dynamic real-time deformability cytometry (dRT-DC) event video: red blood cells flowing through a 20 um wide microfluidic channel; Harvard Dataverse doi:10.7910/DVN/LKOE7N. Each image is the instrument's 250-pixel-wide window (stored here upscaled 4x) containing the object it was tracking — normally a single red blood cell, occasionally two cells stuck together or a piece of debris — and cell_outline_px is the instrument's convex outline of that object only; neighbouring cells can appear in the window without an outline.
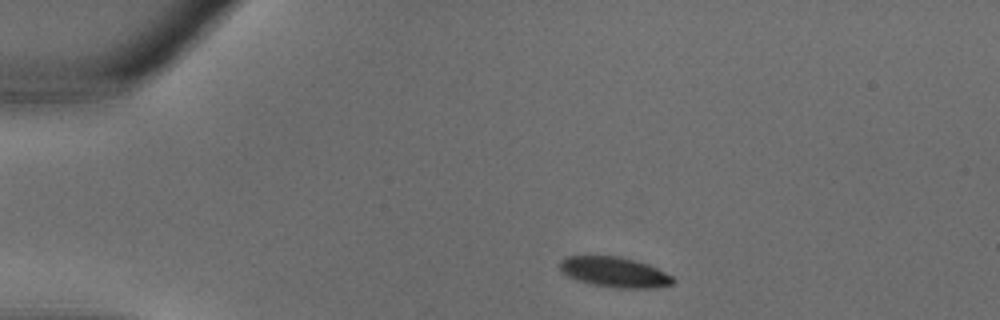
{"species": "common noctule bat (a hibernating species)", "species_latin": "Nyctalus noctula", "temperature_condition": "warm", "stored_images_in_passage": 30, "camera_frame_rate_fps": 3000, "um_per_image_px": 0.085, "animal": {"sex": "male", "body_mass_g": 18.8}, "frame": {"image": 1, "passage_image": 2, "time_ms": 0.333, "image_size_px": [1000, 320], "cell_outline_px": [[676, 280], [672, 284], [656, 288], [612, 288], [592, 284], [576, 280], [568, 276], [560, 268], [560, 260], [568, 256], [616, 256], [648, 264], [672, 276]], "centroid_in_image_um": [52.24, 23.14], "position_along_channel_um": 32.8, "area_um2": 19.83}}
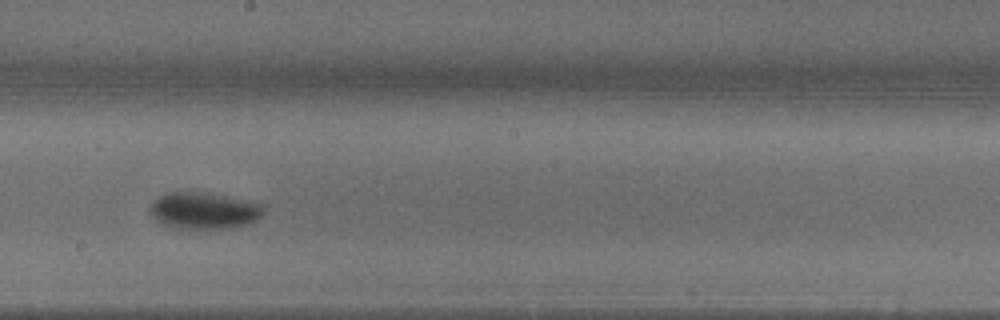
{"frame": {"image": 2, "passage_image": 15, "time_ms": 4.667, "image_size_px": [1000, 320], "cell_outline_px": [[264, 212], [256, 220], [248, 224], [232, 228], [176, 228], [160, 224], [148, 212], [148, 208], [160, 196], [168, 192], [204, 192], [248, 200], [264, 204]], "centroid_in_image_um": [17.34, 17.9], "position_along_channel_um": 230.9, "area_um2": 24.39}}
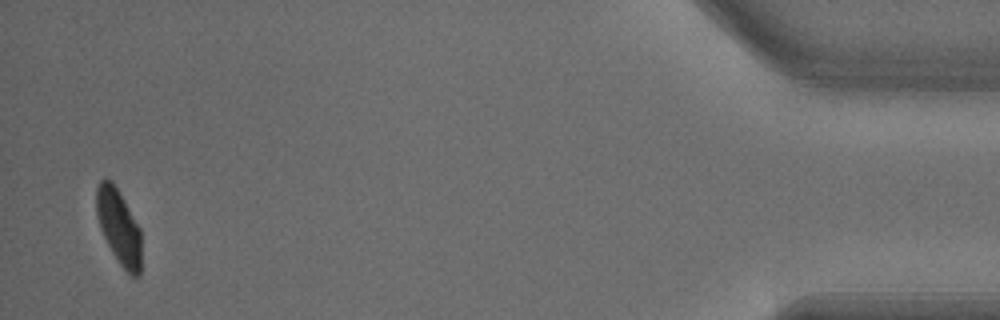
{"frame": {"image": 3, "passage_image": 29, "time_ms": 9.333, "image_size_px": [1000, 320], "cell_outline_px": [[140, 276], [128, 276], [112, 252], [100, 228], [96, 216], [96, 188], [100, 180], [104, 176], [108, 176], [112, 180], [140, 228]], "centroid_in_image_um": [10.07, 19.25], "position_along_channel_um": 425.1, "area_um2": 19.71}}